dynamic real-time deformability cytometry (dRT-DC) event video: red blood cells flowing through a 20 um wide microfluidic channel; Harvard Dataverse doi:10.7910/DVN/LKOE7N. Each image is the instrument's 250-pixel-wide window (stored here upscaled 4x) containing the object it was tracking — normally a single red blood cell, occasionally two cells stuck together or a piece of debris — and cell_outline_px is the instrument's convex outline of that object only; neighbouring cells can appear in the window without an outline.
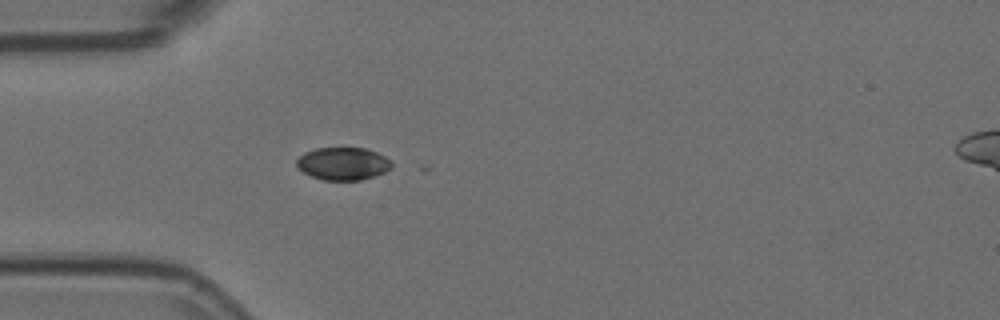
{"species": "Egyptian fruit bat (a non-hibernating species)", "species_latin": "Rousettus aegyptiacus", "temperature_condition": "room temperature", "stored_images_in_passage": 13, "camera_frame_rate_fps": 3000, "um_per_image_px": 0.085, "animal": {"sex": "female"}, "frame": {"image": 1, "passage_image": 12, "time_ms": 3.667, "image_size_px": [1000, 320], "cell_outline_px": [[392, 168], [384, 172], [360, 180], [324, 180], [312, 176], [304, 172], [296, 164], [296, 160], [304, 152], [316, 148], [364, 148], [376, 152], [384, 156], [392, 164]], "centroid_in_image_um": [29.14, 13.9], "position_along_channel_um": 55.9, "area_um2": 17.86}}